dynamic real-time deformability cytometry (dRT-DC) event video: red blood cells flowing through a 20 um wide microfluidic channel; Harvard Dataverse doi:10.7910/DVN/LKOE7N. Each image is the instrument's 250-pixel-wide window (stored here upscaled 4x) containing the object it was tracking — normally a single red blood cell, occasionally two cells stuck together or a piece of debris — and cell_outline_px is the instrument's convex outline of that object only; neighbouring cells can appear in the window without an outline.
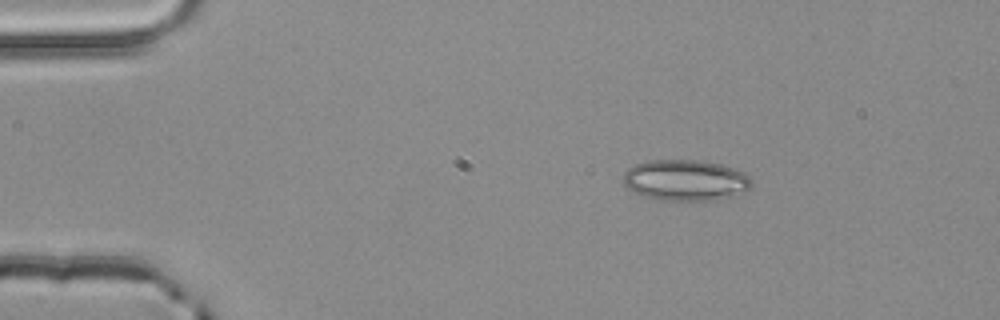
{"species": "common noctule bat (a hibernating species)", "species_latin": "Nyctalus noctula", "temperature_condition": "room temperature", "stored_images_in_passage": 2, "camera_frame_rate_fps": 3000, "um_per_image_px": 0.085, "animal": {"sex": "male", "body_mass_g": 20.4}, "frame": {"image": 1, "passage_image": 1, "time_ms": 0.0, "image_size_px": [1000, 320], "cell_outline_px": [[752, 184], [744, 192], [712, 200], [660, 200], [644, 196], [628, 188], [624, 184], [624, 172], [628, 168], [636, 164], [648, 160], [696, 160], [720, 164], [744, 172], [752, 180]], "centroid_in_image_um": [58.25, 15.31], "position_along_channel_um": 26.8, "area_um2": 30.35}}